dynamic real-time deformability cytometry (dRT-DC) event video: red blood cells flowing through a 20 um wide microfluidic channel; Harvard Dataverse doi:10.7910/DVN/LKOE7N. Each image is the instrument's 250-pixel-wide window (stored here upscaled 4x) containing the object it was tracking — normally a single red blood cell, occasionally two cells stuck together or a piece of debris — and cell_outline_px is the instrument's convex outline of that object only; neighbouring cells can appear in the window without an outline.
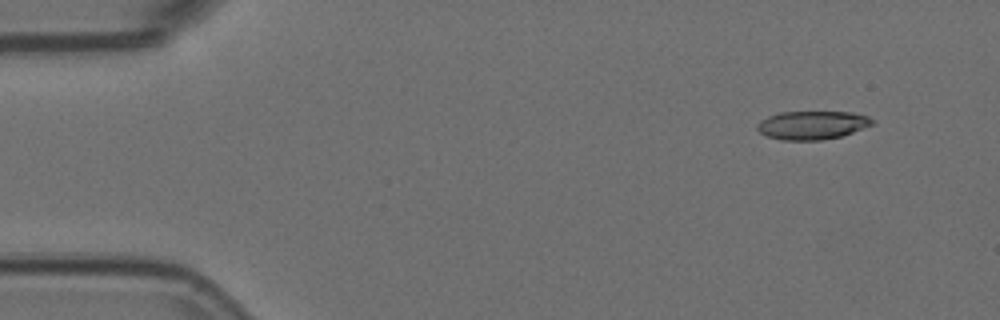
{"species": "Egyptian fruit bat (a non-hibernating species)", "species_latin": "Rousettus aegyptiacus", "temperature_condition": "room temperature", "stored_images_in_passage": 15, "camera_frame_rate_fps": 3000, "um_per_image_px": 0.085, "animal": {"sex": "female"}, "frame": {"image": 1, "passage_image": 2, "time_ms": 0.333, "image_size_px": [1000, 320], "cell_outline_px": [[876, 124], [840, 136], [820, 140], [780, 140], [764, 136], [756, 128], [756, 124], [760, 120], [768, 116], [780, 112], [852, 112], [868, 116], [876, 120]], "centroid_in_image_um": [69.03, 10.63], "position_along_channel_um": 16.0, "area_um2": 19.31}}
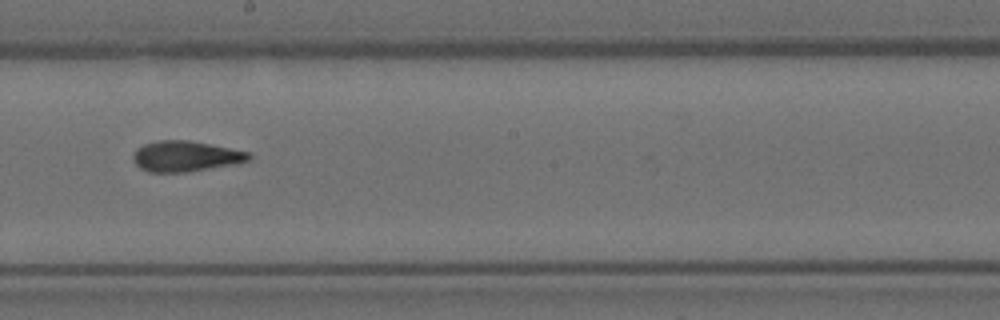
{"frame": {"image": 2, "passage_image": 9, "time_ms": 2.667, "image_size_px": [1000, 320], "cell_outline_px": [[252, 156], [248, 160], [188, 172], [148, 172], [140, 168], [136, 164], [132, 156], [136, 148], [144, 144], [156, 140], [188, 140], [248, 152]], "centroid_in_image_um": [15.68, 13.27], "position_along_channel_um": 232.5, "area_um2": 20.23}}
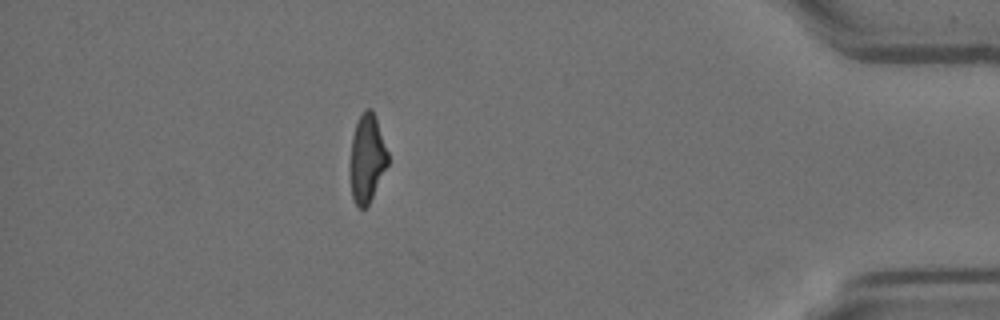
{"frame": {"image": 3, "passage_image": 14, "time_ms": 4.333, "image_size_px": [1000, 320], "cell_outline_px": [[388, 164], [368, 204], [364, 208], [360, 208], [356, 204], [352, 196], [348, 164], [352, 136], [356, 124], [364, 108], [372, 108], [388, 152]], "centroid_in_image_um": [31.16, 13.44], "position_along_channel_um": 404.0, "area_um2": 19.42}}